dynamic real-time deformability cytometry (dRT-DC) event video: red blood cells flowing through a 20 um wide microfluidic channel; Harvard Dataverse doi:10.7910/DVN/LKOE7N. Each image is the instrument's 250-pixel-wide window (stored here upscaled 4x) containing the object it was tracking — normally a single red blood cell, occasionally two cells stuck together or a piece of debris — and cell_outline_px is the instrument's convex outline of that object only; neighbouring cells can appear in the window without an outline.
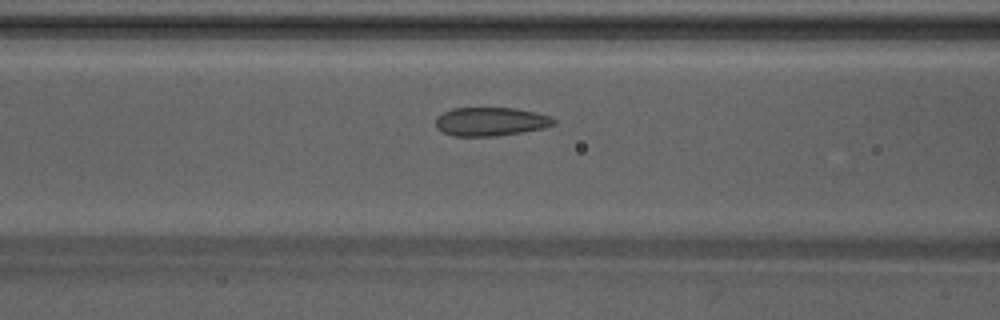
{"species": "Egyptian fruit bat (a non-hibernating species)", "species_latin": "Rousettus aegyptiacus", "temperature_condition": "warm", "stored_images_in_passage": 45, "camera_frame_rate_fps": 3000, "um_per_image_px": 0.085, "animal": {"sex": "male"}, "frame": {"image": 1, "passage_image": 17, "time_ms": 5.333, "image_size_px": [1000, 320], "cell_outline_px": [[556, 124], [544, 128], [496, 136], [452, 136], [436, 128], [436, 116], [452, 108], [516, 108], [536, 112], [552, 116], [556, 120]], "centroid_in_image_um": [41.73, 10.33], "position_along_channel_um": 124.9, "area_um2": 19.83}}
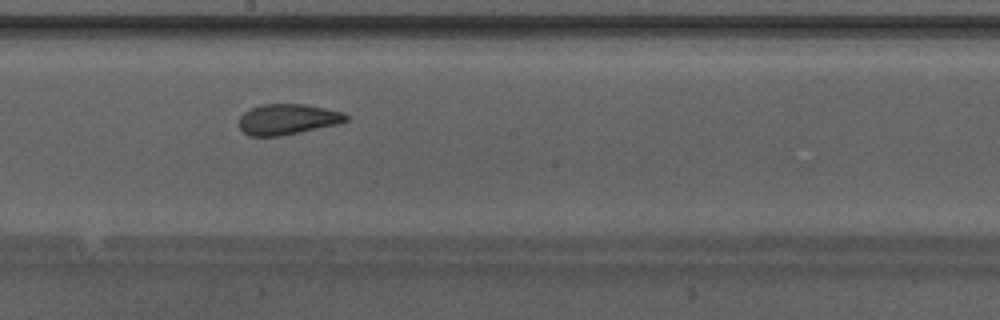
{"frame": {"image": 2, "passage_image": 24, "time_ms": 7.667, "image_size_px": [1000, 320], "cell_outline_px": [[348, 120], [340, 124], [280, 136], [248, 136], [240, 128], [240, 116], [244, 112], [260, 104], [304, 104], [344, 112], [348, 116]], "centroid_in_image_um": [24.47, 10.14], "position_along_channel_um": 223.7, "area_um2": 19.13}}
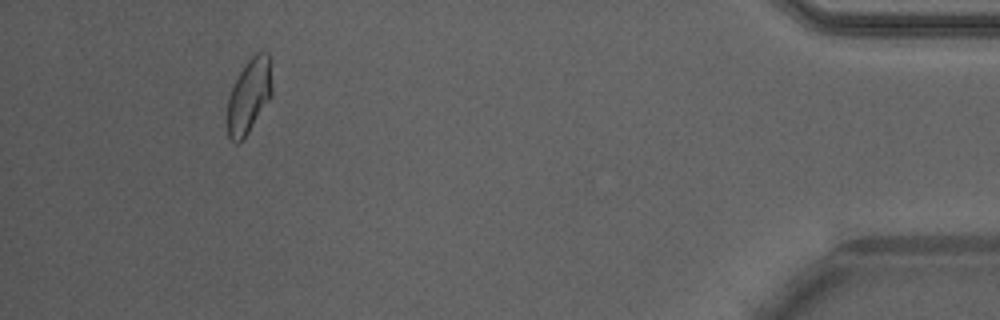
{"frame": {"image": 3, "passage_image": 42, "time_ms": 13.667, "image_size_px": [1000, 320], "cell_outline_px": [[272, 96], [244, 140], [236, 144], [228, 136], [228, 100], [232, 88], [244, 64], [256, 52], [268, 52], [272, 88]], "centroid_in_image_um": [21.18, 8.18], "position_along_channel_um": 414.0, "area_um2": 19.31}, "authors_computed_cell_mechanics": {"area_um2": 20.0566, "velocity_mm_per_s": 4.2435, "shape_relaxation_time_tau1_ms": 5.7833, "shape_relaxation_time_tau2_ms": 1.1257, "deformation_change_tau1": 0.1242, "deformation_change_tau2": 0.0581}}